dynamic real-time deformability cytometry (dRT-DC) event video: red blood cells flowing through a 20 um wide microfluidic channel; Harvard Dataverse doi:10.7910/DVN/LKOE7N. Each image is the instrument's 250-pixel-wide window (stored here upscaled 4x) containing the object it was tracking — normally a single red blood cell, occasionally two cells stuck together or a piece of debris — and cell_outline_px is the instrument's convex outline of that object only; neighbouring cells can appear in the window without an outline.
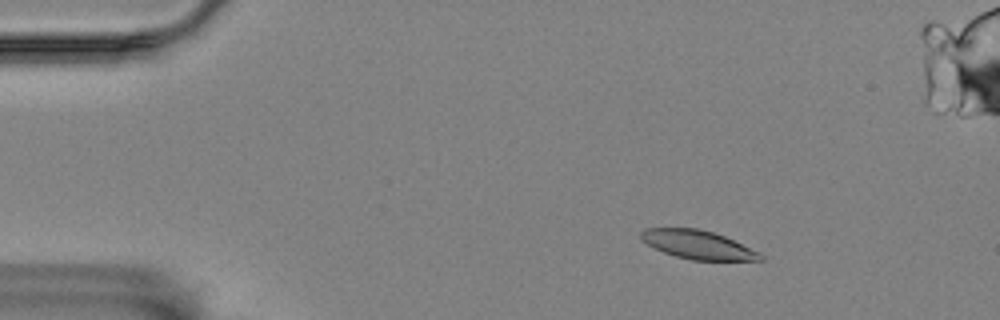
{"species": "Egyptian fruit bat (a non-hibernating species)", "species_latin": "Rousettus aegyptiacus", "temperature_condition": "room temperature", "stored_images_in_passage": 57, "camera_frame_rate_fps": 3000, "um_per_image_px": 0.085, "animal": {"sex": "female"}, "frame": {"image": 1, "passage_image": 8, "time_ms": 2.333, "image_size_px": [1000, 320], "cell_outline_px": [[764, 260], [692, 260], [676, 256], [652, 248], [640, 240], [640, 232], [644, 228], [696, 228], [712, 232], [724, 236], [760, 252], [764, 256]], "centroid_in_image_um": [59.28, 20.8], "position_along_channel_um": 25.7, "area_um2": 19.94}}
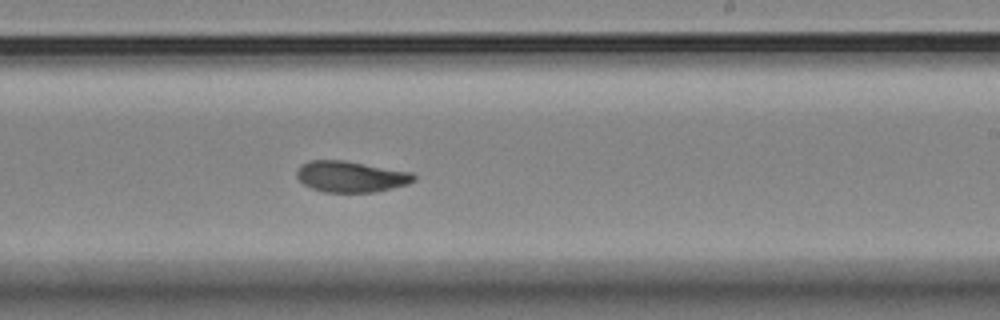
{"frame": {"image": 2, "passage_image": 34, "time_ms": 11.0, "image_size_px": [1000, 320], "cell_outline_px": [[416, 180], [408, 184], [376, 192], [324, 192], [312, 188], [304, 184], [296, 176], [296, 172], [300, 164], [308, 160], [344, 160], [412, 172], [416, 176]], "centroid_in_image_um": [29.82, 15.0], "position_along_channel_um": 259.2, "area_um2": 21.33}}
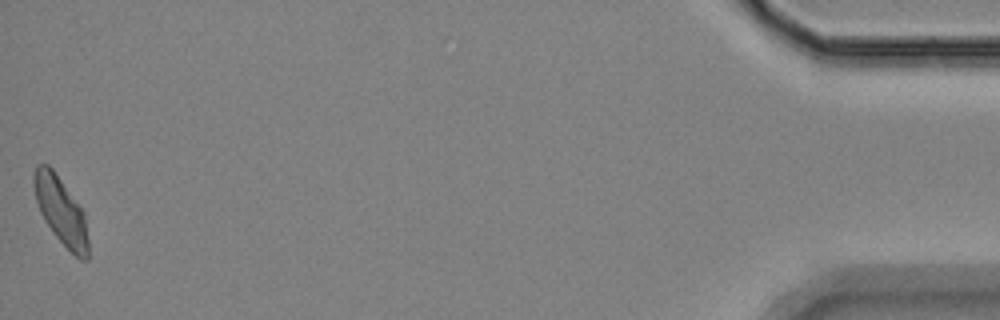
{"frame": {"image": 3, "passage_image": 57, "time_ms": 18.667, "image_size_px": [1000, 320], "cell_outline_px": [[88, 260], [80, 260], [52, 232], [44, 220], [40, 212], [36, 200], [32, 180], [32, 176], [36, 164], [48, 164], [52, 168], [84, 212], [88, 240]], "centroid_in_image_um": [5.15, 17.9], "position_along_channel_um": 430.0, "area_um2": 21.15}, "authors_computed_cell_mechanics": {"area_um2": 21.3282, "velocity_mm_per_s": 3.4777, "shape_relaxation_time_tau1_ms": null, "shape_relaxation_time_tau2_ms": 4.5397, "deformation_change_tau1": null, "deformation_change_tau2": 0.1054}}